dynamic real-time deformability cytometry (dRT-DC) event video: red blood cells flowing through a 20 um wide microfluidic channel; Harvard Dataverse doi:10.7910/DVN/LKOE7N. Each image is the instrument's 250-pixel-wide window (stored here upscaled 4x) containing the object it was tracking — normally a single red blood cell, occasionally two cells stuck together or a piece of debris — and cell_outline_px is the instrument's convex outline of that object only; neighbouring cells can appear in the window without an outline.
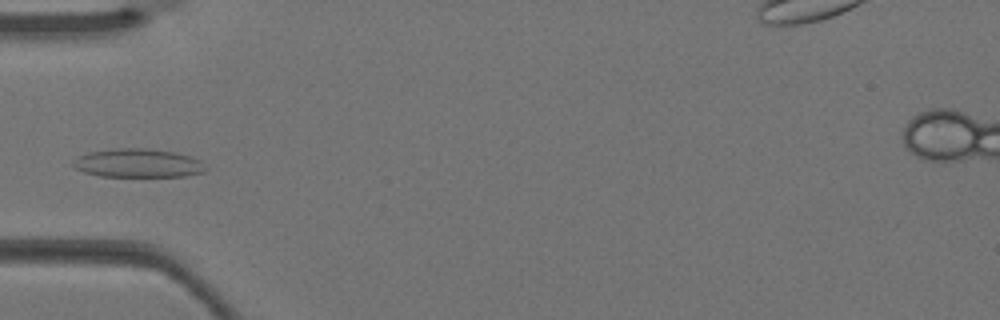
{"species": "Egyptian fruit bat (a non-hibernating species)", "species_latin": "Rousettus aegyptiacus", "temperature_condition": "warm", "stored_images_in_passage": 3, "camera_frame_rate_fps": 3000, "um_per_image_px": 0.085, "animal": {"sex": "female"}, "frame": {"image": 1, "passage_image": 3, "time_ms": 0.667, "image_size_px": [1000, 320], "cell_outline_px": [[208, 168], [204, 172], [184, 176], [100, 176], [84, 172], [72, 168], [72, 160], [76, 156], [88, 152], [116, 148], [148, 148], [176, 152], [192, 156], [200, 160]], "centroid_in_image_um": [11.71, 13.85], "position_along_channel_um": 73.3, "area_um2": 22.48}}